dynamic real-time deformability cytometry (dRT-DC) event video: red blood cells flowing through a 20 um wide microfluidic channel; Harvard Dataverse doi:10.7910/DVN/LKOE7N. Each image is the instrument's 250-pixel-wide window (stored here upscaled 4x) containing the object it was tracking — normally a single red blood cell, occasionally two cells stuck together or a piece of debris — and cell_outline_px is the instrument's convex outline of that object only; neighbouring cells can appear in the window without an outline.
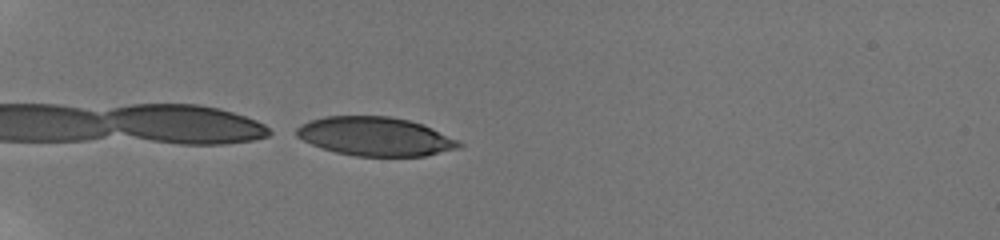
{"species": "human", "species_latin": "Homo sapiens", "temperature_condition": "room temperature", "stored_images_in_passage": 19, "camera_frame_rate_fps": 3000, "um_per_image_px": 0.085, "donor": {"sex": "male"}, "frame": {"image": 1, "passage_image": 19, "time_ms": 6.667, "image_size_px": [1000, 240], "cell_outline_px": [[464, 144], [460, 148], [424, 156], [356, 156], [336, 152], [312, 144], [296, 136], [296, 128], [300, 124], [308, 120], [324, 116], [392, 116], [424, 124]], "centroid_in_image_um": [31.89, 11.59], "position_along_channel_um": 53.1, "area_um2": 36.7}}